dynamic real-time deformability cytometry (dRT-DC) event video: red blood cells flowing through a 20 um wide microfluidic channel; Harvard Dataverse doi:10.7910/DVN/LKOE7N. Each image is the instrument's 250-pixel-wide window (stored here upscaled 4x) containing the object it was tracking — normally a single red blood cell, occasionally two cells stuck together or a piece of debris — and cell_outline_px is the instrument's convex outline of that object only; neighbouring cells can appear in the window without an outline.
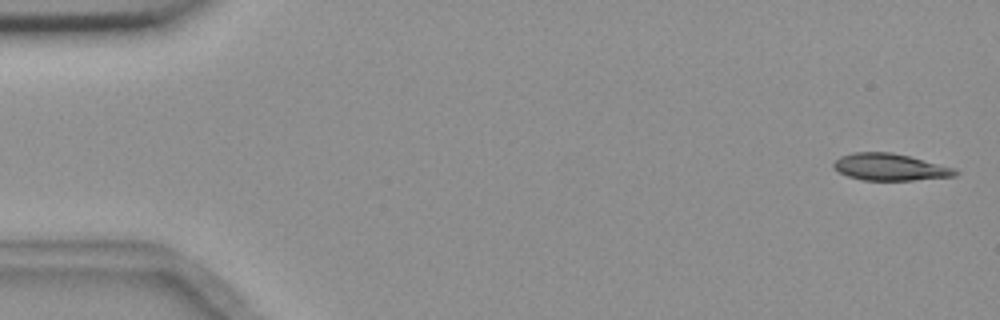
{"species": "common noctule bat (a hibernating species)", "species_latin": "Nyctalus noctula", "temperature_condition": "room temperature", "stored_images_in_passage": 6, "segment_of_instrument_passage": [1, 2], "camera_frame_rate_fps": 3000, "um_per_image_px": 0.085, "animal": {"sex": "female", "body_mass_g": 18.4}, "frame": {"image": 1, "passage_image": 1, "time_ms": 0.0, "image_size_px": [1000, 320], "cell_outline_px": [[960, 172], [956, 176], [912, 180], [864, 180], [848, 176], [840, 172], [832, 164], [840, 156], [852, 152], [892, 152], [908, 156], [952, 168]], "centroid_in_image_um": [75.62, 14.2], "position_along_channel_um": 9.4, "area_um2": 18.73}}
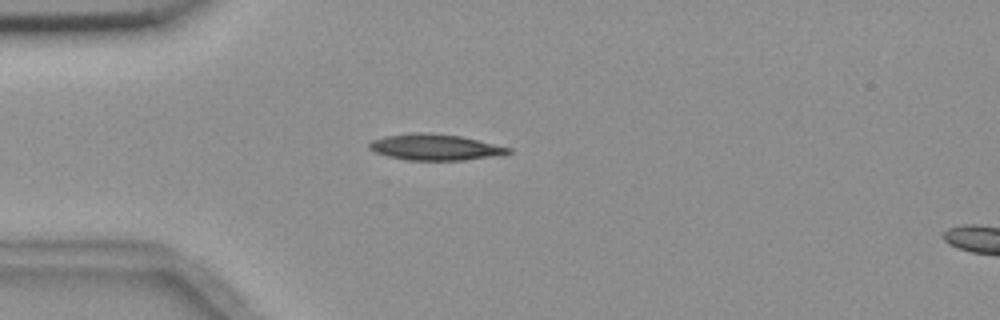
{"frame": {"image": 2, "passage_image": 5, "time_ms": 4.333, "image_size_px": [1000, 320], "cell_outline_px": [[512, 152], [496, 156], [464, 160], [408, 160], [388, 156], [376, 152], [368, 148], [368, 144], [372, 140], [388, 136], [412, 132], [424, 132], [460, 136], [512, 148]], "centroid_in_image_um": [36.99, 12.51], "position_along_channel_um": 48.0, "area_um2": 20.98}}